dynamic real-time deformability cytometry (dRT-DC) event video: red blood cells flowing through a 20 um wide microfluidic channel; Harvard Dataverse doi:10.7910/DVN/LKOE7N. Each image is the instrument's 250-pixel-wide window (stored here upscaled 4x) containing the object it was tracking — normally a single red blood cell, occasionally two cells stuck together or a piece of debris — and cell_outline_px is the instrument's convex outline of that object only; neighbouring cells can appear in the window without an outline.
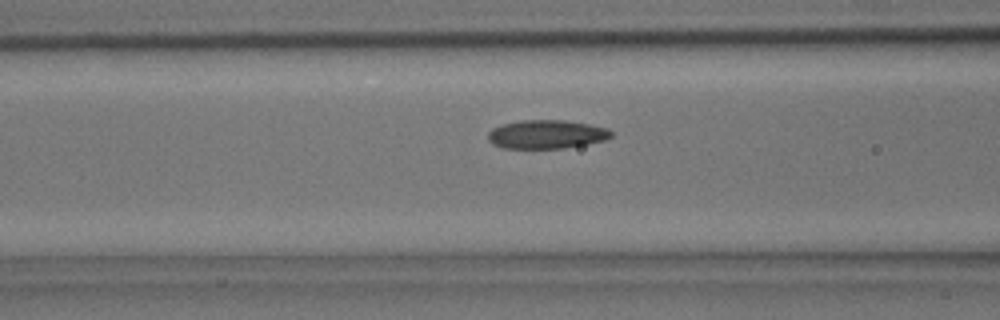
{"species": "common noctule bat (a hibernating species)", "species_latin": "Nyctalus noctula", "temperature_condition": "room temperature", "stored_images_in_passage": 5, "camera_frame_rate_fps": 3000, "um_per_image_px": 0.085, "animal": {"sex": "male", "body_mass_g": 15.6}, "frame": {"image": 1, "passage_image": 5, "time_ms": 1.333, "image_size_px": [1000, 320], "cell_outline_px": [[612, 136], [604, 140], [564, 148], [504, 148], [492, 144], [488, 140], [488, 132], [492, 128], [504, 124], [520, 120], [564, 120], [588, 124], [608, 128], [612, 132]], "centroid_in_image_um": [46.43, 11.41], "position_along_channel_um": 120.2, "area_um2": 20.46}}